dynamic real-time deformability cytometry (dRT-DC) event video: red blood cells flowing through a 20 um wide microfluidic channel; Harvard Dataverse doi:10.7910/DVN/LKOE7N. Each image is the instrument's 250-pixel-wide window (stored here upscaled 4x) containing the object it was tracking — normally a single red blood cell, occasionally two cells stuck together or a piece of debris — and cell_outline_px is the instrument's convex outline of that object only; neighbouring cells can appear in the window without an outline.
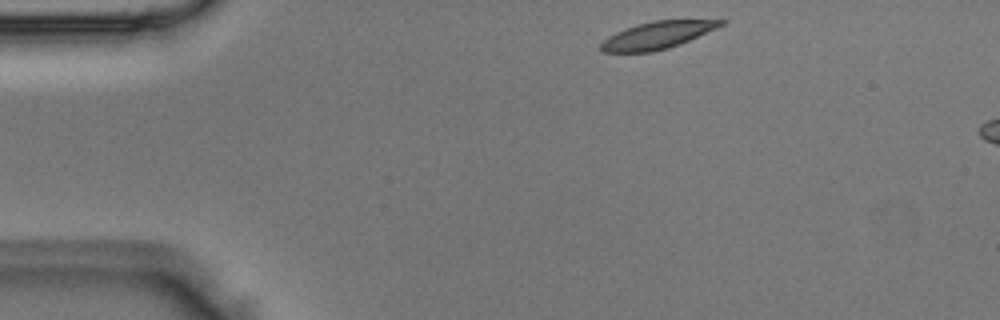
{"species": "Egyptian fruit bat (a non-hibernating species)", "species_latin": "Rousettus aegyptiacus", "temperature_condition": "room temperature", "stored_images_in_passage": 3, "camera_frame_rate_fps": 3000, "um_per_image_px": 0.085, "animal": {"sex": "male"}, "frame": {"image": 1, "passage_image": 1, "time_ms": 0.0, "image_size_px": [1000, 320], "cell_outline_px": [[728, 20], [724, 24], [716, 28], [680, 44], [668, 48], [652, 52], [600, 52], [600, 44], [608, 36], [624, 28], [636, 24], [652, 20]], "centroid_in_image_um": [55.83, 2.99], "position_along_channel_um": 29.2, "area_um2": 19.02}}